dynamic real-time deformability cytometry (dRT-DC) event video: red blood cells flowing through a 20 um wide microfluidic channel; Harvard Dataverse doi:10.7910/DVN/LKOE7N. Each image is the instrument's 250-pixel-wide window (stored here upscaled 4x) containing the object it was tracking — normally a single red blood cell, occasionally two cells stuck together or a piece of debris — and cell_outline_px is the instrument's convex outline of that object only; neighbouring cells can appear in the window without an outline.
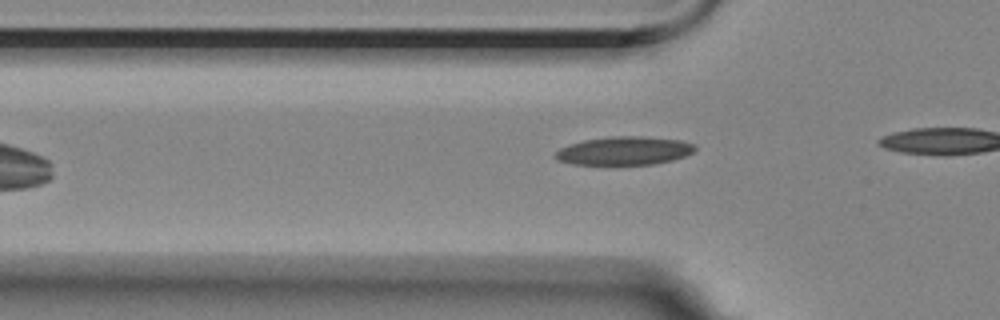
{"species": "Egyptian fruit bat (a non-hibernating species)", "species_latin": "Rousettus aegyptiacus", "temperature_condition": "room temperature", "stored_images_in_passage": 41, "camera_frame_rate_fps": 3000, "um_per_image_px": 0.085, "animal": {"sex": "female"}, "frame": {"image": 1, "passage_image": 2, "time_ms": 0.333, "image_size_px": [1000, 320], "cell_outline_px": [[696, 148], [692, 152], [684, 156], [672, 160], [652, 164], [616, 168], [572, 164], [556, 160], [552, 156], [560, 148], [584, 140], [612, 136], [640, 136], [680, 140], [696, 144]], "centroid_in_image_um": [53.0, 12.87], "position_along_channel_um": 72.8, "area_um2": 24.1}}
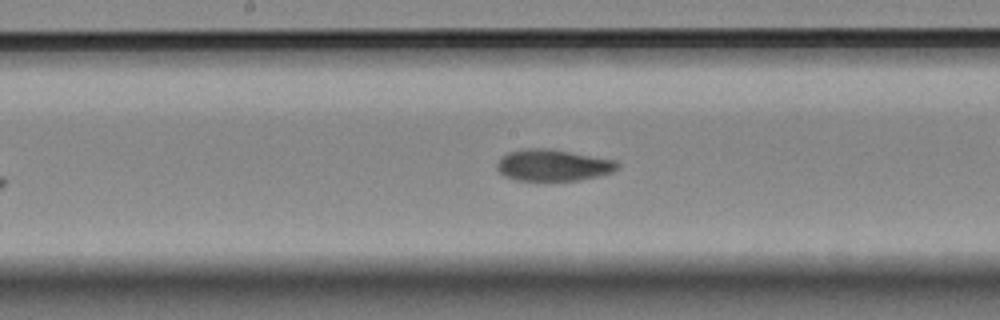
{"frame": {"image": 2, "passage_image": 13, "time_ms": 4.0, "image_size_px": [1000, 320], "cell_outline_px": [[620, 168], [612, 172], [580, 180], [516, 180], [504, 176], [496, 168], [496, 164], [500, 156], [508, 152], [524, 148], [552, 148], [616, 160], [620, 164]], "centroid_in_image_um": [47.0, 14.02], "position_along_channel_um": 201.2, "area_um2": 22.43}}
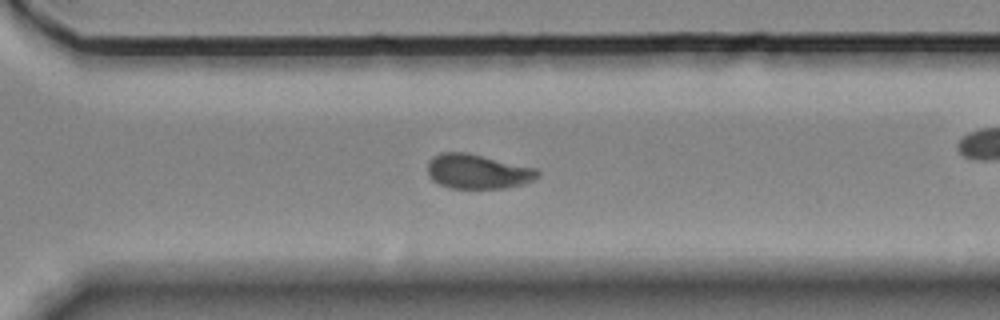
{"frame": {"image": 3, "passage_image": 24, "time_ms": 7.667, "image_size_px": [1000, 320], "cell_outline_px": [[540, 176], [524, 184], [504, 188], [448, 188], [432, 180], [428, 176], [428, 160], [432, 156], [440, 152], [468, 152], [540, 168]], "centroid_in_image_um": [40.63, 14.56], "position_along_channel_um": 330.0, "area_um2": 22.72}, "authors_computed_cell_mechanics": {"area_um2": 22.3108, "velocity_mm_per_s": 3.5093, "shape_relaxation_time_tau1_ms": 7.2754, "shape_relaxation_time_tau2_ms": 2.614, "deformation_change_tau1": 0.178, "deformation_change_tau2": 0.0758}}